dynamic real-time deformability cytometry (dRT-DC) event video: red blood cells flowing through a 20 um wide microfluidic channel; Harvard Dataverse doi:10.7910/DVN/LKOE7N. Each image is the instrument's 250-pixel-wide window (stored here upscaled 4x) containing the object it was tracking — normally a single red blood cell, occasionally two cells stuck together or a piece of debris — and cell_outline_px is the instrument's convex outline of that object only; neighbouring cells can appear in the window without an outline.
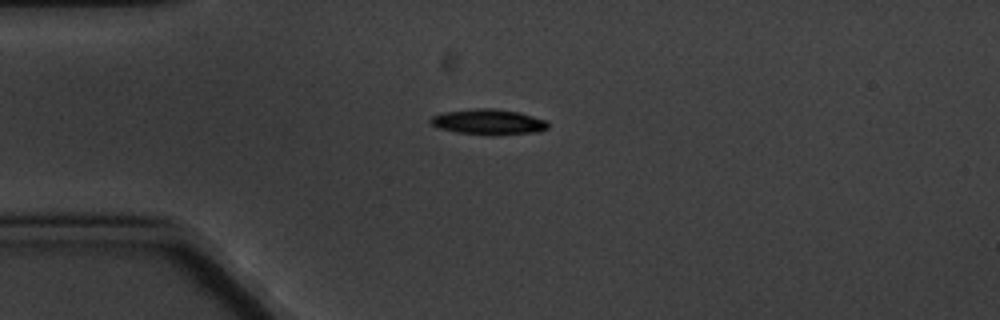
{"species": "common noctule bat (a hibernating species)", "species_latin": "Nyctalus noctula", "temperature_condition": "cold", "stored_images_in_passage": 7, "camera_frame_rate_fps": 3000, "um_per_image_px": 0.085, "animal": {"sex": "male", "body_mass_g": 20.1, "forearm_length_mm": 53.5}, "frame": {"image": 1, "passage_image": 3, "time_ms": 3.0, "image_size_px": [1000, 320], "cell_outline_px": [[548, 128], [540, 132], [492, 136], [456, 132], [440, 128], [432, 124], [428, 120], [432, 116], [444, 112], [476, 108], [496, 108], [520, 112], [548, 120]], "centroid_in_image_um": [41.58, 10.37], "position_along_channel_um": 43.4, "area_um2": 17.8}}
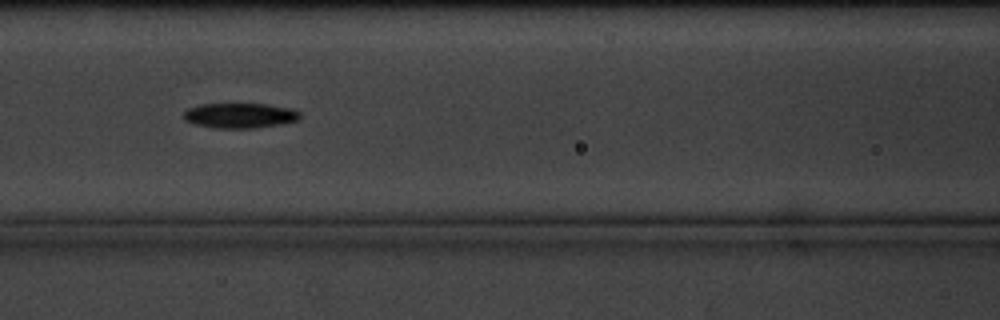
{"frame": {"image": 2, "passage_image": 6, "time_ms": 6.667, "image_size_px": [1000, 320], "cell_outline_px": [[300, 120], [280, 124], [252, 128], [212, 128], [192, 124], [184, 120], [184, 112], [188, 108], [200, 104], [268, 104], [292, 108], [300, 112]], "centroid_in_image_um": [20.38, 9.82], "position_along_channel_um": 146.2, "area_um2": 17.17}}